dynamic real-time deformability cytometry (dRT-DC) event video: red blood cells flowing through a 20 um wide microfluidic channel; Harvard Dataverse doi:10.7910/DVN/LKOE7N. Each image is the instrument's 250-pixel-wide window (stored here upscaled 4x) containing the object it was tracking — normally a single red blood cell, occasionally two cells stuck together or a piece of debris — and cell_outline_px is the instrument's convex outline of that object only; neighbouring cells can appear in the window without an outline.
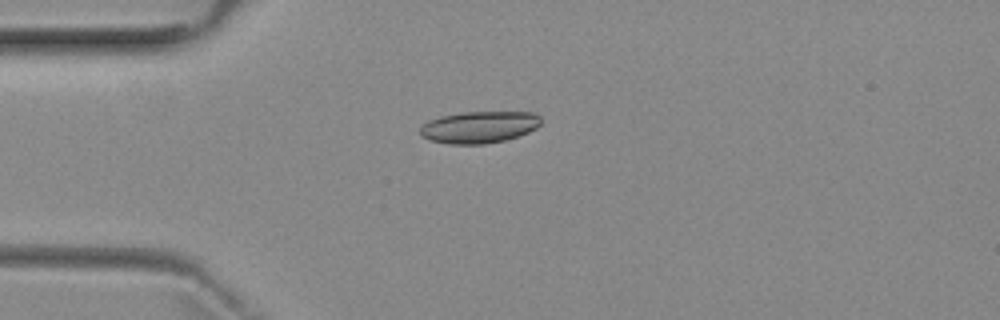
{"species": "common noctule bat (a hibernating species)", "species_latin": "Nyctalus noctula", "temperature_condition": "room temperature", "stored_images_in_passage": 7, "camera_frame_rate_fps": 3000, "um_per_image_px": 0.085, "animal": {"sex": "female", "body_mass_g": 29.2, "forearm_length_mm": 56.3}, "frame": {"image": 1, "passage_image": 4, "time_ms": 3.667, "image_size_px": [1000, 320], "cell_outline_px": [[540, 124], [536, 128], [528, 132], [504, 140], [484, 144], [448, 144], [432, 140], [420, 136], [420, 128], [428, 120], [440, 116], [464, 112], [536, 112], [540, 116]], "centroid_in_image_um": [40.72, 10.8], "position_along_channel_um": 44.3, "area_um2": 22.37}}
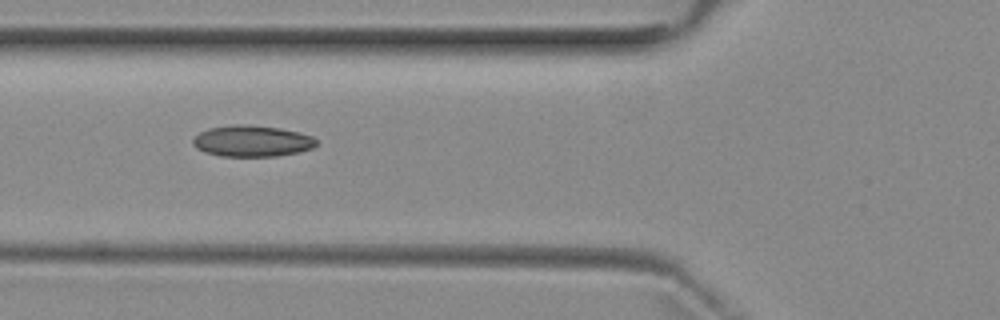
{"frame": {"image": 2, "passage_image": 6, "time_ms": 5.667, "image_size_px": [1000, 320], "cell_outline_px": [[316, 144], [312, 148], [300, 152], [276, 156], [220, 156], [204, 152], [196, 148], [192, 144], [192, 140], [200, 132], [208, 128], [232, 124], [248, 124], [280, 128], [300, 132], [312, 136], [316, 140]], "centroid_in_image_um": [21.41, 11.98], "position_along_channel_um": 104.4, "area_um2": 22.66}}
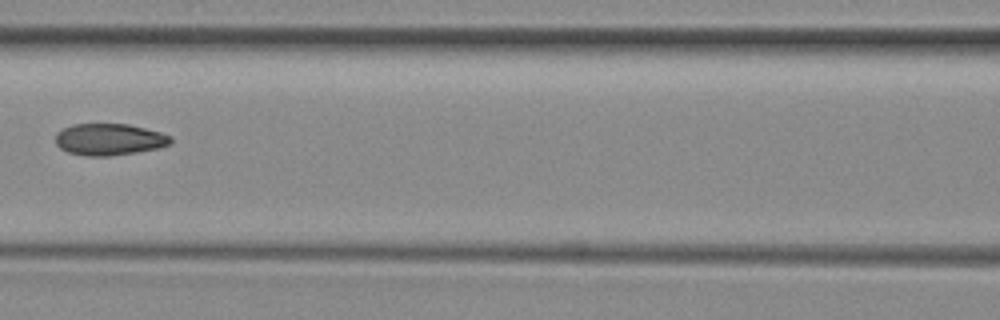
{"frame": {"image": 3, "passage_image": 7, "time_ms": 7.0, "image_size_px": [1000, 320], "cell_outline_px": [[172, 140], [168, 144], [156, 148], [136, 152], [108, 156], [88, 156], [68, 152], [60, 148], [56, 144], [56, 132], [72, 124], [128, 124], [160, 132], [172, 136]], "centroid_in_image_um": [9.26, 11.84], "position_along_channel_um": 157.3, "area_um2": 21.1}}